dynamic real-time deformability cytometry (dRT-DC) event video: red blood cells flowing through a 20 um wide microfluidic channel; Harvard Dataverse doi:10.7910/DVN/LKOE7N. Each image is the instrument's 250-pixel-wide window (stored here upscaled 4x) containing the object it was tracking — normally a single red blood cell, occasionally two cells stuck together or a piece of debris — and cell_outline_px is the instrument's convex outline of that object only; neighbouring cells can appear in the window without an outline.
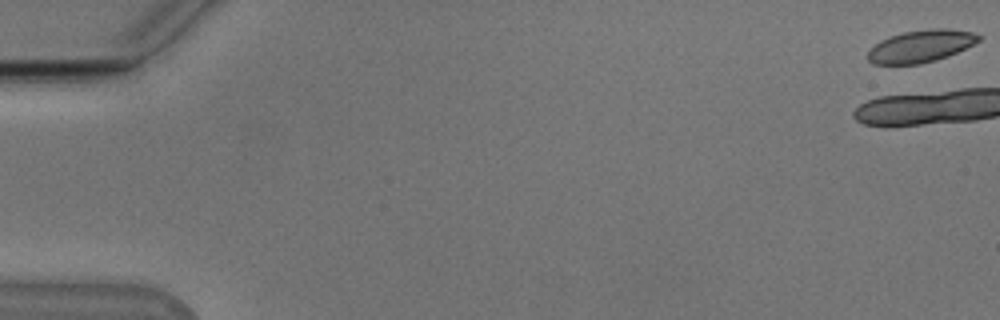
{"species": "Egyptian fruit bat (a non-hibernating species)", "species_latin": "Rousettus aegyptiacus", "temperature_condition": "cold", "stored_images_in_passage": 6, "camera_frame_rate_fps": 3000, "um_per_image_px": 0.085, "animal": {"sex": "male"}, "frame": {"image": 1, "passage_image": 1, "time_ms": 0.0, "image_size_px": [1000, 320], "cell_outline_px": [[984, 36], [980, 40], [948, 56], [936, 60], [920, 64], [872, 64], [868, 60], [868, 52], [880, 40], [888, 36], [904, 32], [932, 28], [948, 28], [972, 32]], "centroid_in_image_um": [78.28, 3.91], "position_along_channel_um": 6.7, "area_um2": 20.81}}